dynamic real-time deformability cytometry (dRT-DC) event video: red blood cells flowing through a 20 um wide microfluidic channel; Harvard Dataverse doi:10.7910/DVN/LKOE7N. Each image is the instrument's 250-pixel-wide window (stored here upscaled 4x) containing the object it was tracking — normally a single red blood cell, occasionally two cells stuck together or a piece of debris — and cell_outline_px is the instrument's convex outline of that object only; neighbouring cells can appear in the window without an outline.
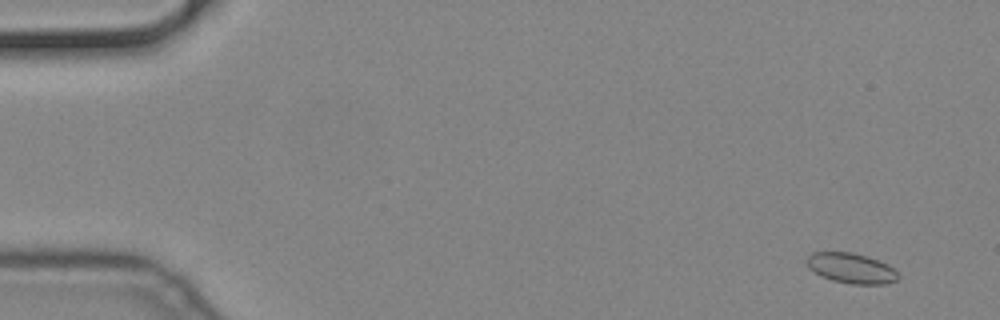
{"species": "common noctule bat (a hibernating species)", "species_latin": "Nyctalus noctula", "temperature_condition": "cold", "stored_images_in_passage": 57, "camera_frame_rate_fps": 3000, "um_per_image_px": 0.085, "animal": {"sex": "male", "body_mass_g": 19.2, "forearm_length_mm": 51.8}, "frame": {"image": 1, "passage_image": 4, "time_ms": 1.0, "image_size_px": [1000, 320], "cell_outline_px": [[900, 276], [896, 280], [884, 284], [852, 284], [832, 280], [808, 268], [804, 260], [812, 252], [852, 252], [888, 264]], "centroid_in_image_um": [72.32, 22.79], "position_along_channel_um": 12.7, "area_um2": 15.9}}
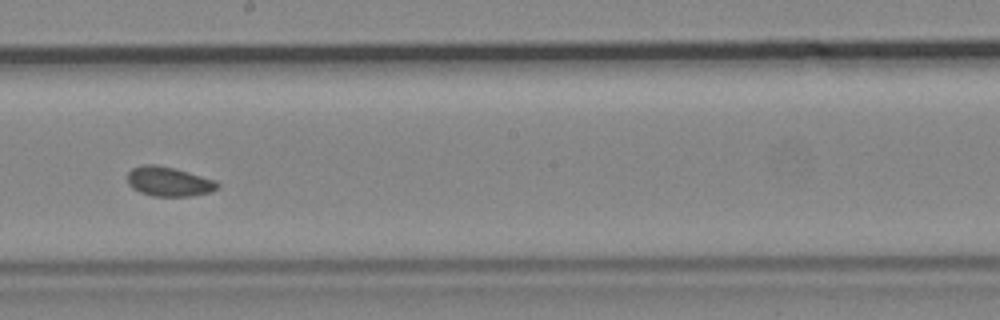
{"frame": {"image": 2, "passage_image": 33, "time_ms": 10.667, "image_size_px": [1000, 320], "cell_outline_px": [[220, 188], [212, 192], [188, 196], [152, 196], [140, 192], [132, 188], [128, 184], [128, 172], [132, 168], [144, 164], [156, 164], [172, 168], [216, 180], [220, 184]], "centroid_in_image_um": [14.36, 15.44], "position_along_channel_um": 233.8, "area_um2": 15.49}}
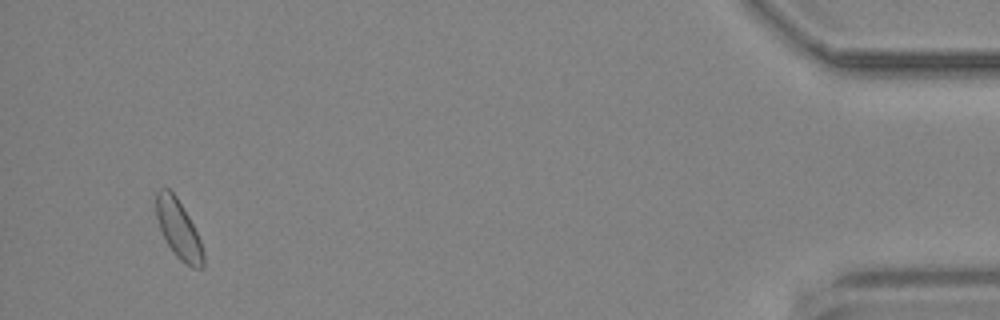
{"frame": {"image": 3, "passage_image": 55, "time_ms": 18.0, "image_size_px": [1000, 320], "cell_outline_px": [[204, 268], [192, 268], [180, 260], [176, 256], [168, 244], [160, 228], [156, 216], [156, 192], [160, 188], [168, 188], [176, 196], [188, 216], [200, 240], [204, 252]], "centroid_in_image_um": [15.18, 19.5], "position_along_channel_um": 420.0, "area_um2": 15.9}}